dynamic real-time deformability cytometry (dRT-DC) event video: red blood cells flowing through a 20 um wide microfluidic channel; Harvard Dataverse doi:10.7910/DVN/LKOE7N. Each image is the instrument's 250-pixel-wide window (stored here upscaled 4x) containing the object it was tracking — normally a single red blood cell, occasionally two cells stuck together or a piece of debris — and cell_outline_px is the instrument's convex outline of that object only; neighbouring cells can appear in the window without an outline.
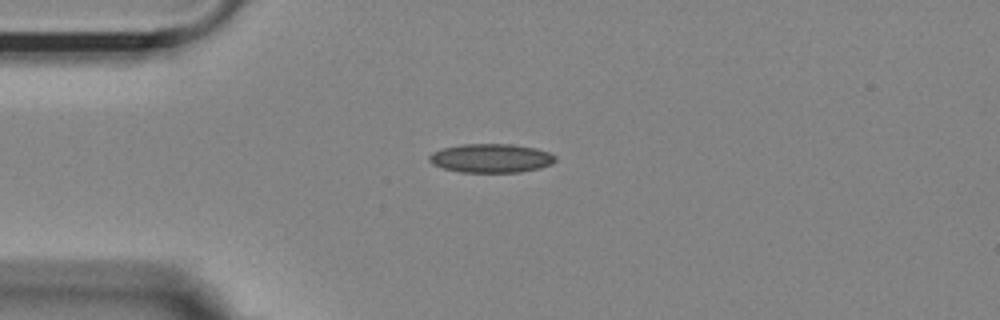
{"species": "Egyptian fruit bat (a non-hibernating species)", "species_latin": "Rousettus aegyptiacus", "temperature_condition": "room temperature", "stored_images_in_passage": 5, "camera_frame_rate_fps": 3000, "um_per_image_px": 0.085, "animal": {"sex": "female"}, "frame": {"image": 1, "passage_image": 1, "time_ms": 0.0, "image_size_px": [1000, 320], "cell_outline_px": [[556, 160], [552, 164], [540, 168], [520, 172], [460, 172], [444, 168], [432, 164], [428, 160], [428, 156], [432, 152], [440, 148], [460, 144], [512, 144], [536, 148], [548, 152], [556, 156]], "centroid_in_image_um": [41.72, 13.44], "position_along_channel_um": 43.3, "area_um2": 21.39}}